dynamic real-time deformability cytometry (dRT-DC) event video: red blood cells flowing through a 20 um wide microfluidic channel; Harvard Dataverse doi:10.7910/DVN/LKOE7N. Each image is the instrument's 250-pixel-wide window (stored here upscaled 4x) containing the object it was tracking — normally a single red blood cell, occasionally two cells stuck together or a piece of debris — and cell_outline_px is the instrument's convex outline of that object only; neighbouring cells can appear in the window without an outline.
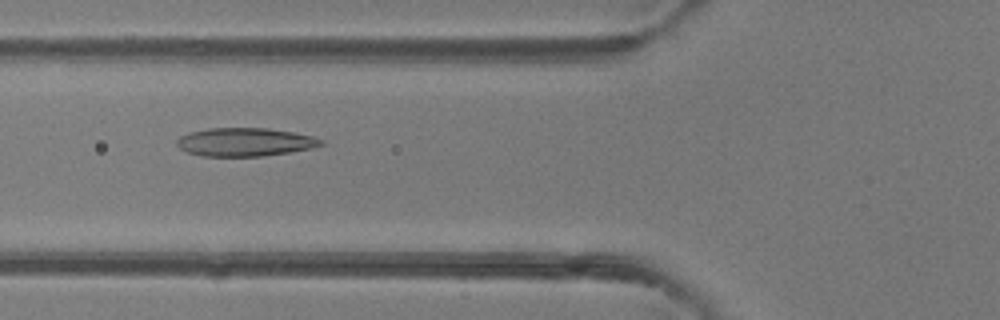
{"species": "common noctule bat (a hibernating species)", "species_latin": "Nyctalus noctula", "temperature_condition": "room temperature", "stored_images_in_passage": 45, "camera_frame_rate_fps": 3000, "um_per_image_px": 0.085, "animal": {"sex": "female"}, "frame": {"image": 1, "passage_image": 18, "time_ms": 5.667, "image_size_px": [1000, 320], "cell_outline_px": [[324, 144], [312, 148], [288, 152], [260, 156], [200, 156], [188, 152], [180, 148], [176, 144], [176, 140], [180, 136], [188, 132], [208, 128], [268, 128], [292, 132], [312, 136], [324, 140]], "centroid_in_image_um": [20.79, 12.07], "position_along_channel_um": 105.0, "area_um2": 23.81}}
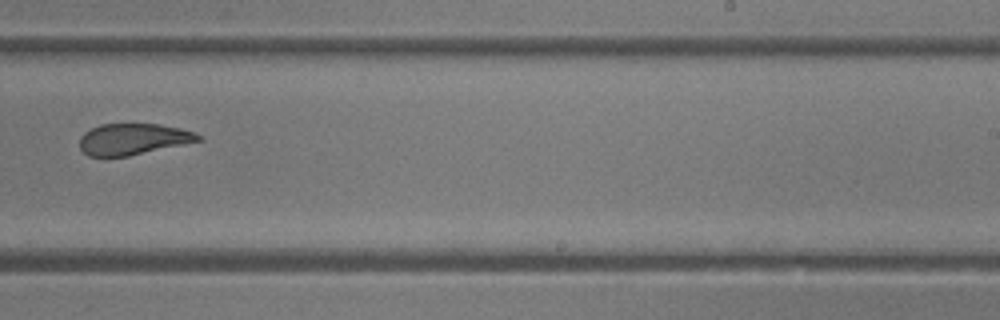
{"frame": {"image": 2, "passage_image": 30, "time_ms": 9.667, "image_size_px": [1000, 320], "cell_outline_px": [[204, 140], [128, 156], [88, 156], [80, 148], [80, 136], [84, 132], [100, 124], [160, 124], [180, 128], [192, 132], [200, 136]], "centroid_in_image_um": [11.3, 11.82], "position_along_channel_um": 277.7, "area_um2": 21.5}}
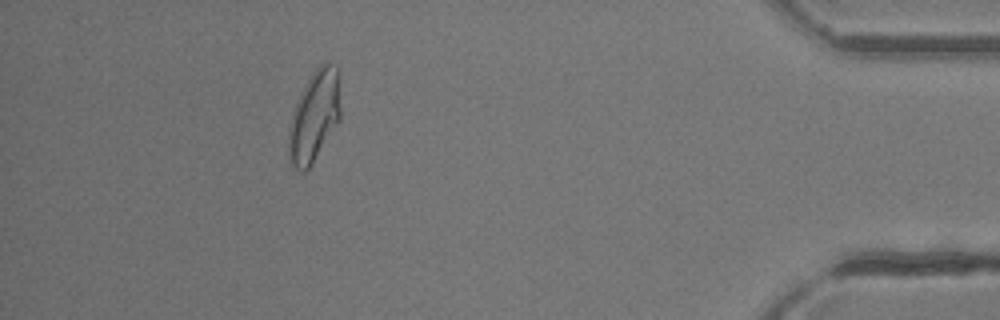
{"frame": {"image": 3, "passage_image": 43, "time_ms": 14.0, "image_size_px": [1000, 320], "cell_outline_px": [[340, 120], [312, 164], [304, 172], [300, 172], [292, 164], [288, 156], [288, 128], [296, 104], [312, 72], [320, 64], [328, 60], [340, 72]], "centroid_in_image_um": [26.74, 9.87], "position_along_channel_um": 408.5, "area_um2": 27.63}}